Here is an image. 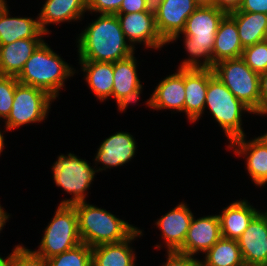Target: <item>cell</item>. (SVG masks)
<instances>
[{
	"label": "cell",
	"instance_id": "6da1fadb",
	"mask_svg": "<svg viewBox=\"0 0 267 266\" xmlns=\"http://www.w3.org/2000/svg\"><path fill=\"white\" fill-rule=\"evenodd\" d=\"M94 20L77 38L79 61L114 63L135 54L116 14H100Z\"/></svg>",
	"mask_w": 267,
	"mask_h": 266
},
{
	"label": "cell",
	"instance_id": "7a4b0ae2",
	"mask_svg": "<svg viewBox=\"0 0 267 266\" xmlns=\"http://www.w3.org/2000/svg\"><path fill=\"white\" fill-rule=\"evenodd\" d=\"M227 13L213 5H199L187 18L184 48L189 54L180 63L179 69H213L212 50L220 21ZM201 59V60H200Z\"/></svg>",
	"mask_w": 267,
	"mask_h": 266
},
{
	"label": "cell",
	"instance_id": "3957f363",
	"mask_svg": "<svg viewBox=\"0 0 267 266\" xmlns=\"http://www.w3.org/2000/svg\"><path fill=\"white\" fill-rule=\"evenodd\" d=\"M75 71L44 40L26 61L17 80L21 84L44 90L56 100L65 80L73 77Z\"/></svg>",
	"mask_w": 267,
	"mask_h": 266
},
{
	"label": "cell",
	"instance_id": "277c9868",
	"mask_svg": "<svg viewBox=\"0 0 267 266\" xmlns=\"http://www.w3.org/2000/svg\"><path fill=\"white\" fill-rule=\"evenodd\" d=\"M72 205L77 213L81 241L89 247L123 241L138 228L87 201Z\"/></svg>",
	"mask_w": 267,
	"mask_h": 266
},
{
	"label": "cell",
	"instance_id": "5b68a950",
	"mask_svg": "<svg viewBox=\"0 0 267 266\" xmlns=\"http://www.w3.org/2000/svg\"><path fill=\"white\" fill-rule=\"evenodd\" d=\"M205 108L209 109L214 120L223 129L229 143L245 136L242 115L245 112L253 113L228 90L216 75L208 82L204 111Z\"/></svg>",
	"mask_w": 267,
	"mask_h": 266
},
{
	"label": "cell",
	"instance_id": "8992f818",
	"mask_svg": "<svg viewBox=\"0 0 267 266\" xmlns=\"http://www.w3.org/2000/svg\"><path fill=\"white\" fill-rule=\"evenodd\" d=\"M213 71L238 100L261 116L260 75L241 57L219 61Z\"/></svg>",
	"mask_w": 267,
	"mask_h": 266
},
{
	"label": "cell",
	"instance_id": "52a82bcc",
	"mask_svg": "<svg viewBox=\"0 0 267 266\" xmlns=\"http://www.w3.org/2000/svg\"><path fill=\"white\" fill-rule=\"evenodd\" d=\"M51 219L44 230L38 250H34L46 260L82 243L77 213L72 204H59Z\"/></svg>",
	"mask_w": 267,
	"mask_h": 266
},
{
	"label": "cell",
	"instance_id": "ba28073f",
	"mask_svg": "<svg viewBox=\"0 0 267 266\" xmlns=\"http://www.w3.org/2000/svg\"><path fill=\"white\" fill-rule=\"evenodd\" d=\"M57 158L52 165L54 183L72 195L70 199H65L59 204L86 201V192L93 184L97 167L92 168L86 159H81L73 153L61 154Z\"/></svg>",
	"mask_w": 267,
	"mask_h": 266
},
{
	"label": "cell",
	"instance_id": "9c48e42d",
	"mask_svg": "<svg viewBox=\"0 0 267 266\" xmlns=\"http://www.w3.org/2000/svg\"><path fill=\"white\" fill-rule=\"evenodd\" d=\"M54 100L44 90L18 83L10 114L4 120L6 130H14V128L47 119Z\"/></svg>",
	"mask_w": 267,
	"mask_h": 266
},
{
	"label": "cell",
	"instance_id": "30bf717a",
	"mask_svg": "<svg viewBox=\"0 0 267 266\" xmlns=\"http://www.w3.org/2000/svg\"><path fill=\"white\" fill-rule=\"evenodd\" d=\"M195 0H153L156 27L166 43H174L184 30L187 18L198 8Z\"/></svg>",
	"mask_w": 267,
	"mask_h": 266
},
{
	"label": "cell",
	"instance_id": "8fae6325",
	"mask_svg": "<svg viewBox=\"0 0 267 266\" xmlns=\"http://www.w3.org/2000/svg\"><path fill=\"white\" fill-rule=\"evenodd\" d=\"M116 15L126 39L133 48H136L137 43H144L142 45L146 48L156 50L167 45L158 33L154 11Z\"/></svg>",
	"mask_w": 267,
	"mask_h": 266
},
{
	"label": "cell",
	"instance_id": "7c38bea8",
	"mask_svg": "<svg viewBox=\"0 0 267 266\" xmlns=\"http://www.w3.org/2000/svg\"><path fill=\"white\" fill-rule=\"evenodd\" d=\"M245 136L232 140L227 148L246 159V169L256 186L267 184V132L254 139Z\"/></svg>",
	"mask_w": 267,
	"mask_h": 266
},
{
	"label": "cell",
	"instance_id": "4fadbf2b",
	"mask_svg": "<svg viewBox=\"0 0 267 266\" xmlns=\"http://www.w3.org/2000/svg\"><path fill=\"white\" fill-rule=\"evenodd\" d=\"M237 242L245 266H267V214L260 211Z\"/></svg>",
	"mask_w": 267,
	"mask_h": 266
},
{
	"label": "cell",
	"instance_id": "5bb4252c",
	"mask_svg": "<svg viewBox=\"0 0 267 266\" xmlns=\"http://www.w3.org/2000/svg\"><path fill=\"white\" fill-rule=\"evenodd\" d=\"M221 238L217 214L195 219L193 216L183 246L178 252L194 256L205 254Z\"/></svg>",
	"mask_w": 267,
	"mask_h": 266
},
{
	"label": "cell",
	"instance_id": "9a60e30c",
	"mask_svg": "<svg viewBox=\"0 0 267 266\" xmlns=\"http://www.w3.org/2000/svg\"><path fill=\"white\" fill-rule=\"evenodd\" d=\"M136 144L134 137L124 131L116 132L104 139L94 159L96 165L102 164V168L99 167L96 171L99 172L108 168L123 166L131 161L137 149Z\"/></svg>",
	"mask_w": 267,
	"mask_h": 266
},
{
	"label": "cell",
	"instance_id": "2e32d148",
	"mask_svg": "<svg viewBox=\"0 0 267 266\" xmlns=\"http://www.w3.org/2000/svg\"><path fill=\"white\" fill-rule=\"evenodd\" d=\"M213 69H184V113L189 122L195 123L204 114L205 98Z\"/></svg>",
	"mask_w": 267,
	"mask_h": 266
},
{
	"label": "cell",
	"instance_id": "e0dca14e",
	"mask_svg": "<svg viewBox=\"0 0 267 266\" xmlns=\"http://www.w3.org/2000/svg\"><path fill=\"white\" fill-rule=\"evenodd\" d=\"M193 213L186 203L180 202L170 212L157 219L166 251H178L184 244Z\"/></svg>",
	"mask_w": 267,
	"mask_h": 266
},
{
	"label": "cell",
	"instance_id": "ac0fdd59",
	"mask_svg": "<svg viewBox=\"0 0 267 266\" xmlns=\"http://www.w3.org/2000/svg\"><path fill=\"white\" fill-rule=\"evenodd\" d=\"M185 86H184V69L166 76L155 87L151 97L147 99L146 105L151 109L163 110L170 109L184 113Z\"/></svg>",
	"mask_w": 267,
	"mask_h": 266
},
{
	"label": "cell",
	"instance_id": "d6986e66",
	"mask_svg": "<svg viewBox=\"0 0 267 266\" xmlns=\"http://www.w3.org/2000/svg\"><path fill=\"white\" fill-rule=\"evenodd\" d=\"M142 235V230L137 228L123 241L92 247V266H136L135 249L130 243Z\"/></svg>",
	"mask_w": 267,
	"mask_h": 266
},
{
	"label": "cell",
	"instance_id": "ffe728a7",
	"mask_svg": "<svg viewBox=\"0 0 267 266\" xmlns=\"http://www.w3.org/2000/svg\"><path fill=\"white\" fill-rule=\"evenodd\" d=\"M38 14L41 30L47 35L50 24L82 21L87 11V0H46Z\"/></svg>",
	"mask_w": 267,
	"mask_h": 266
},
{
	"label": "cell",
	"instance_id": "44dd1931",
	"mask_svg": "<svg viewBox=\"0 0 267 266\" xmlns=\"http://www.w3.org/2000/svg\"><path fill=\"white\" fill-rule=\"evenodd\" d=\"M260 211L246 199L233 201L218 214L221 237L237 240Z\"/></svg>",
	"mask_w": 267,
	"mask_h": 266
},
{
	"label": "cell",
	"instance_id": "7402d4cb",
	"mask_svg": "<svg viewBox=\"0 0 267 266\" xmlns=\"http://www.w3.org/2000/svg\"><path fill=\"white\" fill-rule=\"evenodd\" d=\"M6 4L0 11V44H10L20 39L43 38L46 35L40 27L38 16L12 17Z\"/></svg>",
	"mask_w": 267,
	"mask_h": 266
},
{
	"label": "cell",
	"instance_id": "603a6c76",
	"mask_svg": "<svg viewBox=\"0 0 267 266\" xmlns=\"http://www.w3.org/2000/svg\"><path fill=\"white\" fill-rule=\"evenodd\" d=\"M43 41V38H29L10 44H0V75L17 77L26 61Z\"/></svg>",
	"mask_w": 267,
	"mask_h": 266
},
{
	"label": "cell",
	"instance_id": "cb8c5ba5",
	"mask_svg": "<svg viewBox=\"0 0 267 266\" xmlns=\"http://www.w3.org/2000/svg\"><path fill=\"white\" fill-rule=\"evenodd\" d=\"M243 46L240 42L238 28L235 21L226 14L220 21L215 36L212 50L213 64L217 62L239 58L242 55Z\"/></svg>",
	"mask_w": 267,
	"mask_h": 266
},
{
	"label": "cell",
	"instance_id": "d4e9b609",
	"mask_svg": "<svg viewBox=\"0 0 267 266\" xmlns=\"http://www.w3.org/2000/svg\"><path fill=\"white\" fill-rule=\"evenodd\" d=\"M85 81L100 102L112 97L113 63L97 61H79Z\"/></svg>",
	"mask_w": 267,
	"mask_h": 266
},
{
	"label": "cell",
	"instance_id": "484cf974",
	"mask_svg": "<svg viewBox=\"0 0 267 266\" xmlns=\"http://www.w3.org/2000/svg\"><path fill=\"white\" fill-rule=\"evenodd\" d=\"M236 23L243 48L264 41L267 34V14L241 12L227 13Z\"/></svg>",
	"mask_w": 267,
	"mask_h": 266
},
{
	"label": "cell",
	"instance_id": "4316f807",
	"mask_svg": "<svg viewBox=\"0 0 267 266\" xmlns=\"http://www.w3.org/2000/svg\"><path fill=\"white\" fill-rule=\"evenodd\" d=\"M137 62L136 57L132 54L126 59L113 63L112 97L116 102L129 92L143 86L137 73Z\"/></svg>",
	"mask_w": 267,
	"mask_h": 266
},
{
	"label": "cell",
	"instance_id": "83f0119b",
	"mask_svg": "<svg viewBox=\"0 0 267 266\" xmlns=\"http://www.w3.org/2000/svg\"><path fill=\"white\" fill-rule=\"evenodd\" d=\"M202 266H245L237 240L221 237L206 253Z\"/></svg>",
	"mask_w": 267,
	"mask_h": 266
},
{
	"label": "cell",
	"instance_id": "f1b7e54d",
	"mask_svg": "<svg viewBox=\"0 0 267 266\" xmlns=\"http://www.w3.org/2000/svg\"><path fill=\"white\" fill-rule=\"evenodd\" d=\"M47 266H92V247L85 243L47 259Z\"/></svg>",
	"mask_w": 267,
	"mask_h": 266
},
{
	"label": "cell",
	"instance_id": "f546056e",
	"mask_svg": "<svg viewBox=\"0 0 267 266\" xmlns=\"http://www.w3.org/2000/svg\"><path fill=\"white\" fill-rule=\"evenodd\" d=\"M241 58L257 74L265 73L267 71V41L264 40L244 48Z\"/></svg>",
	"mask_w": 267,
	"mask_h": 266
},
{
	"label": "cell",
	"instance_id": "4dcf8cb0",
	"mask_svg": "<svg viewBox=\"0 0 267 266\" xmlns=\"http://www.w3.org/2000/svg\"><path fill=\"white\" fill-rule=\"evenodd\" d=\"M18 83L15 76L0 75V119L5 120L10 114L15 88Z\"/></svg>",
	"mask_w": 267,
	"mask_h": 266
},
{
	"label": "cell",
	"instance_id": "1f68e13d",
	"mask_svg": "<svg viewBox=\"0 0 267 266\" xmlns=\"http://www.w3.org/2000/svg\"><path fill=\"white\" fill-rule=\"evenodd\" d=\"M11 266H47V260L33 250L18 244L11 253Z\"/></svg>",
	"mask_w": 267,
	"mask_h": 266
},
{
	"label": "cell",
	"instance_id": "d6a6232c",
	"mask_svg": "<svg viewBox=\"0 0 267 266\" xmlns=\"http://www.w3.org/2000/svg\"><path fill=\"white\" fill-rule=\"evenodd\" d=\"M123 0H87V11L99 14H116Z\"/></svg>",
	"mask_w": 267,
	"mask_h": 266
},
{
	"label": "cell",
	"instance_id": "836d02e7",
	"mask_svg": "<svg viewBox=\"0 0 267 266\" xmlns=\"http://www.w3.org/2000/svg\"><path fill=\"white\" fill-rule=\"evenodd\" d=\"M167 261L162 266H202V262L194 256L183 254L178 251H167Z\"/></svg>",
	"mask_w": 267,
	"mask_h": 266
},
{
	"label": "cell",
	"instance_id": "e575fe53",
	"mask_svg": "<svg viewBox=\"0 0 267 266\" xmlns=\"http://www.w3.org/2000/svg\"><path fill=\"white\" fill-rule=\"evenodd\" d=\"M154 11L153 0H123L116 14H128L133 12Z\"/></svg>",
	"mask_w": 267,
	"mask_h": 266
},
{
	"label": "cell",
	"instance_id": "d590c367",
	"mask_svg": "<svg viewBox=\"0 0 267 266\" xmlns=\"http://www.w3.org/2000/svg\"><path fill=\"white\" fill-rule=\"evenodd\" d=\"M238 11L267 14V0H243Z\"/></svg>",
	"mask_w": 267,
	"mask_h": 266
},
{
	"label": "cell",
	"instance_id": "8d00e7d4",
	"mask_svg": "<svg viewBox=\"0 0 267 266\" xmlns=\"http://www.w3.org/2000/svg\"><path fill=\"white\" fill-rule=\"evenodd\" d=\"M142 86L139 87L138 89L129 92L127 95L123 96L120 98L116 103L118 106V110L120 112H124L126 108H128L129 104L137 103V101L140 99V95L142 93Z\"/></svg>",
	"mask_w": 267,
	"mask_h": 266
},
{
	"label": "cell",
	"instance_id": "74e56055",
	"mask_svg": "<svg viewBox=\"0 0 267 266\" xmlns=\"http://www.w3.org/2000/svg\"><path fill=\"white\" fill-rule=\"evenodd\" d=\"M261 116L267 115V71L260 75Z\"/></svg>",
	"mask_w": 267,
	"mask_h": 266
},
{
	"label": "cell",
	"instance_id": "f35d334b",
	"mask_svg": "<svg viewBox=\"0 0 267 266\" xmlns=\"http://www.w3.org/2000/svg\"><path fill=\"white\" fill-rule=\"evenodd\" d=\"M243 0H214V6L226 13L238 10Z\"/></svg>",
	"mask_w": 267,
	"mask_h": 266
},
{
	"label": "cell",
	"instance_id": "ab89813d",
	"mask_svg": "<svg viewBox=\"0 0 267 266\" xmlns=\"http://www.w3.org/2000/svg\"><path fill=\"white\" fill-rule=\"evenodd\" d=\"M9 218H10V215L4 210V208L0 204V233L4 225H6Z\"/></svg>",
	"mask_w": 267,
	"mask_h": 266
},
{
	"label": "cell",
	"instance_id": "60d3db41",
	"mask_svg": "<svg viewBox=\"0 0 267 266\" xmlns=\"http://www.w3.org/2000/svg\"><path fill=\"white\" fill-rule=\"evenodd\" d=\"M0 266H11V253L6 258L0 255Z\"/></svg>",
	"mask_w": 267,
	"mask_h": 266
},
{
	"label": "cell",
	"instance_id": "b9f144b4",
	"mask_svg": "<svg viewBox=\"0 0 267 266\" xmlns=\"http://www.w3.org/2000/svg\"><path fill=\"white\" fill-rule=\"evenodd\" d=\"M2 132L4 133L6 131H1L0 130V155L3 152V148L5 146V142H4L5 138H4V134Z\"/></svg>",
	"mask_w": 267,
	"mask_h": 266
},
{
	"label": "cell",
	"instance_id": "7bdbcfd3",
	"mask_svg": "<svg viewBox=\"0 0 267 266\" xmlns=\"http://www.w3.org/2000/svg\"><path fill=\"white\" fill-rule=\"evenodd\" d=\"M199 5H213L214 0H195Z\"/></svg>",
	"mask_w": 267,
	"mask_h": 266
},
{
	"label": "cell",
	"instance_id": "ee69618b",
	"mask_svg": "<svg viewBox=\"0 0 267 266\" xmlns=\"http://www.w3.org/2000/svg\"><path fill=\"white\" fill-rule=\"evenodd\" d=\"M7 4L6 0H0V11L3 9V7Z\"/></svg>",
	"mask_w": 267,
	"mask_h": 266
}]
</instances>
